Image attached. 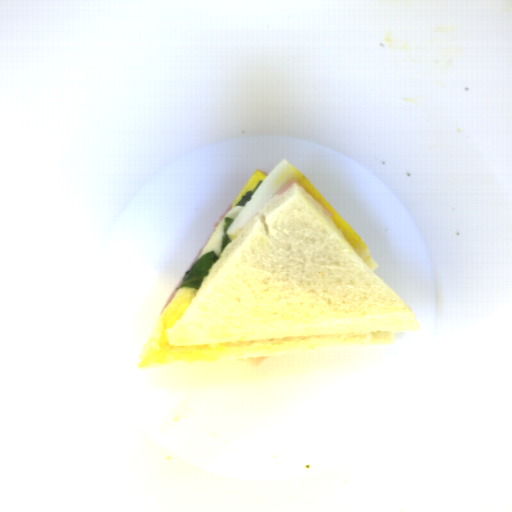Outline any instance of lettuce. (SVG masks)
<instances>
[{
    "label": "lettuce",
    "mask_w": 512,
    "mask_h": 512,
    "mask_svg": "<svg viewBox=\"0 0 512 512\" xmlns=\"http://www.w3.org/2000/svg\"><path fill=\"white\" fill-rule=\"evenodd\" d=\"M220 257L215 251H210L194 262L191 270H186L178 287L200 289L204 277L209 276L210 270Z\"/></svg>",
    "instance_id": "obj_1"
},
{
    "label": "lettuce",
    "mask_w": 512,
    "mask_h": 512,
    "mask_svg": "<svg viewBox=\"0 0 512 512\" xmlns=\"http://www.w3.org/2000/svg\"><path fill=\"white\" fill-rule=\"evenodd\" d=\"M263 182H264L263 180H259L257 182L254 190L248 191L244 195H242L241 200L235 206H244L245 207L247 205V203L251 201L253 195L258 190V188L262 185Z\"/></svg>",
    "instance_id": "obj_3"
},
{
    "label": "lettuce",
    "mask_w": 512,
    "mask_h": 512,
    "mask_svg": "<svg viewBox=\"0 0 512 512\" xmlns=\"http://www.w3.org/2000/svg\"><path fill=\"white\" fill-rule=\"evenodd\" d=\"M234 221H235L234 218H230V217L224 218L223 233H222V237H221V252L229 243H232V240L228 236L227 230L230 228V226L233 224Z\"/></svg>",
    "instance_id": "obj_2"
}]
</instances>
